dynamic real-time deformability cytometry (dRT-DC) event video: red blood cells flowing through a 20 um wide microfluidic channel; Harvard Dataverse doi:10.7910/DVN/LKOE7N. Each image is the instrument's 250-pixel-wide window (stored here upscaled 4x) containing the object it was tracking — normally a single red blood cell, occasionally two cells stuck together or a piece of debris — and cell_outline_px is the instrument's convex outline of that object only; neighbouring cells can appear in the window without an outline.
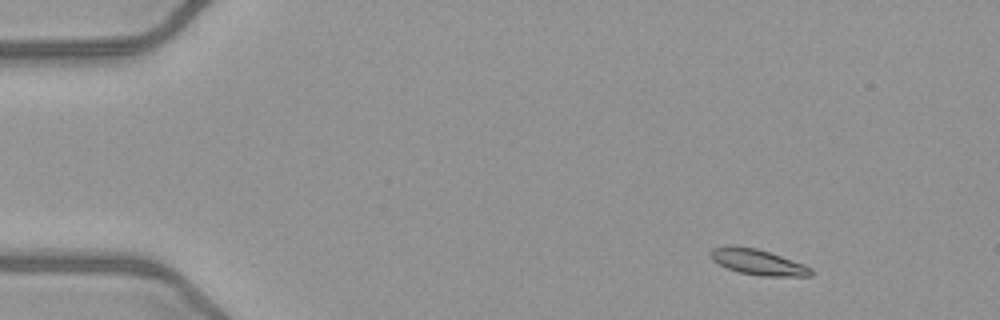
{"species": "common noctule bat (a hibernating species)", "species_latin": "Nyctalus noctula", "temperature_condition": "warm", "stored_images_in_passage": 46, "camera_frame_rate_fps": 3000, "um_per_image_px": 0.085, "animal": {"sex": "female", "body_mass_g": 21.9}, "frame": {"image": 1, "passage_image": 1, "time_ms": 0.0, "image_size_px": [1000, 320], "cell_outline_px": [[812, 272], [808, 276], [764, 276], [740, 272], [728, 268], [720, 264], [712, 256], [712, 252], [716, 248], [756, 248], [780, 256], [800, 264], [808, 268]], "centroid_in_image_um": [64.48, 22.32], "position_along_channel_um": 20.5, "area_um2": 13.64}}
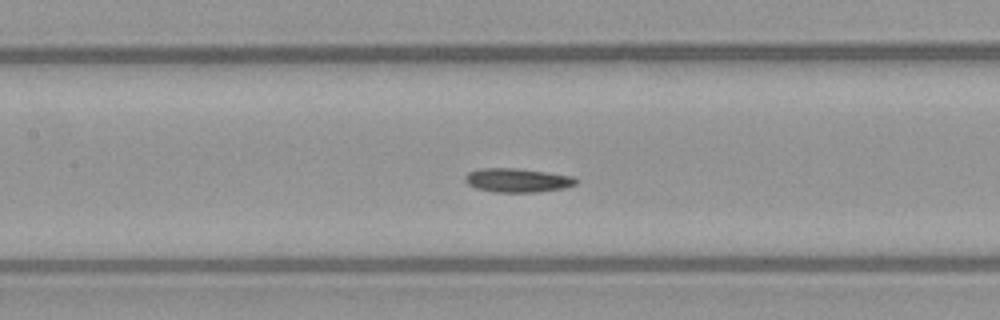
{"frame": {"image": 2, "passage_image": 19, "time_ms": 6.0, "image_size_px": [1000, 320], "cell_outline_px": [[576, 184], [560, 188], [532, 192], [500, 192], [476, 188], [468, 184], [464, 180], [464, 176], [468, 172], [484, 168], [512, 168], [544, 172], [572, 176], [576, 180]], "centroid_in_image_um": [43.91, 15.31], "position_along_channel_um": 163.5, "area_um2": 14.97}}
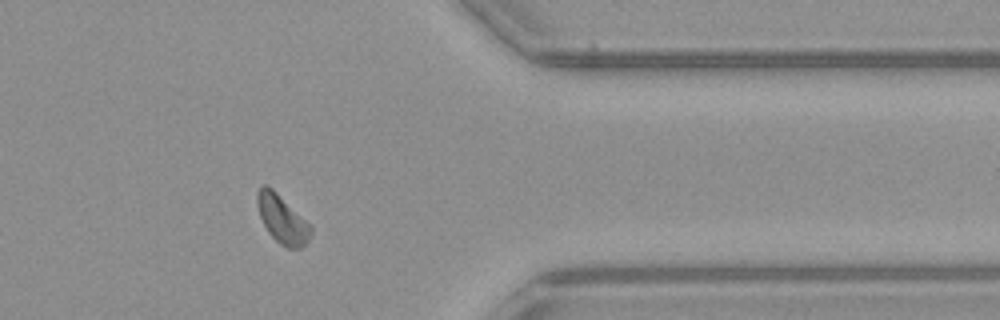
{"frame": {"image": 3, "passage_image": 37, "time_ms": 12.0, "image_size_px": [1000, 320], "cell_outline_px": [[312, 232], [308, 240], [300, 248], [288, 248], [280, 244], [268, 232], [260, 216], [256, 204], [256, 196], [260, 188], [264, 184], [272, 188], [312, 228]], "centroid_in_image_um": [23.95, 18.64], "position_along_channel_um": 387.4, "area_um2": 14.51}}